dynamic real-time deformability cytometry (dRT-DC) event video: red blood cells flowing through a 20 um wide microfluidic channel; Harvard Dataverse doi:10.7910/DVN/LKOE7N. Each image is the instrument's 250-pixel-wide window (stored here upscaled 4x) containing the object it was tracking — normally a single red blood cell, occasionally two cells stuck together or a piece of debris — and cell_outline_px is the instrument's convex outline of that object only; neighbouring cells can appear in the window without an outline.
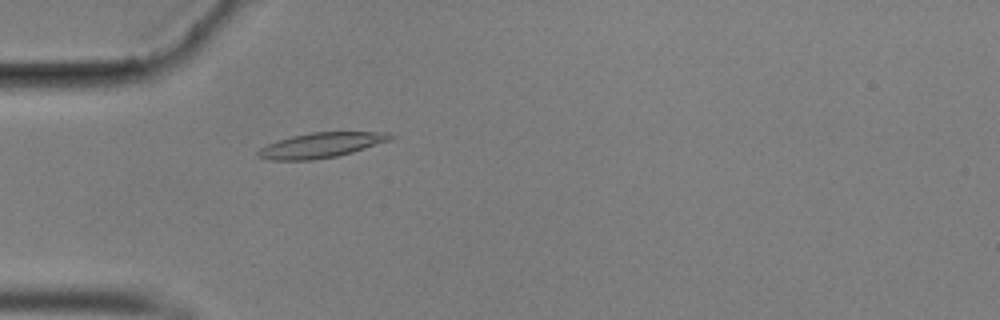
{"species": "common noctule bat (a hibernating species)", "species_latin": "Nyctalus noctula", "temperature_condition": "cold", "stored_images_in_passage": 58, "camera_frame_rate_fps": 3000, "um_per_image_px": 0.085, "animal": {"sex": "male", "body_mass_g": 17.9}, "frame": {"image": 1, "passage_image": 18, "time_ms": 5.667, "image_size_px": [1000, 320], "cell_outline_px": [[396, 136], [392, 140], [352, 152], [336, 156], [312, 160], [272, 160], [256, 156], [256, 152], [260, 148], [268, 144], [292, 136], [312, 132], [388, 132]], "centroid_in_image_um": [27.32, 12.34], "position_along_channel_um": 57.7, "area_um2": 19.25}}
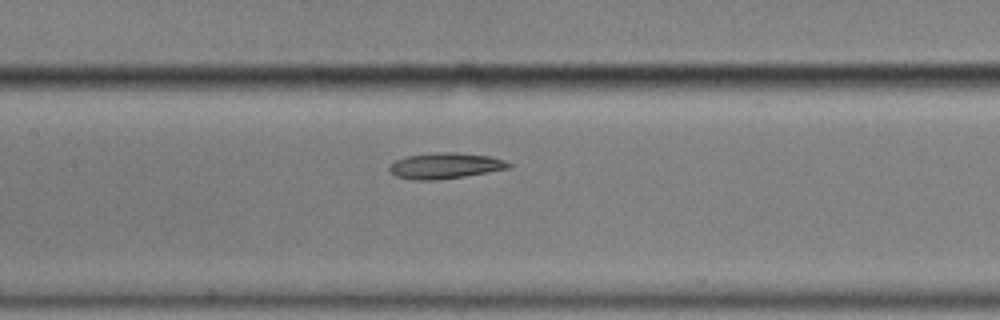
{"frame": {"image": 2, "passage_image": 28, "time_ms": 9.0, "image_size_px": [1000, 320], "cell_outline_px": [[512, 168], [464, 176], [436, 180], [412, 180], [396, 176], [388, 168], [396, 160], [408, 156], [436, 152], [452, 152], [488, 156], [504, 160], [512, 164]], "centroid_in_image_um": [37.86, 14.09], "position_along_channel_um": 169.5, "area_um2": 17.8}}
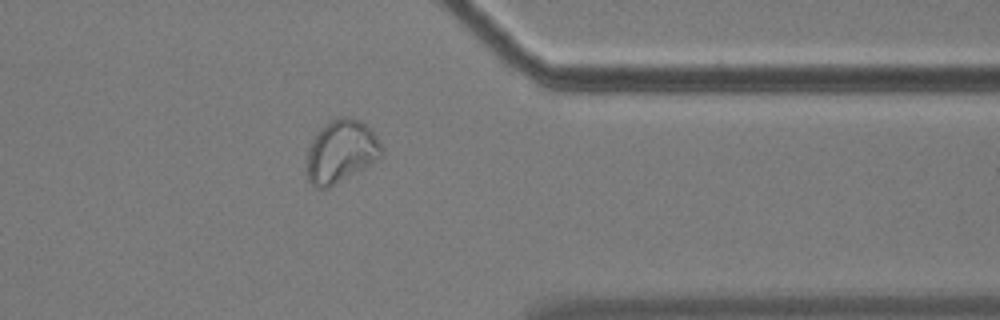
{"frame": {"image": 3, "passage_image": 47, "time_ms": 15.333, "image_size_px": [1000, 320], "cell_outline_px": [[384, 152], [380, 156], [364, 168], [328, 188], [316, 188], [308, 180], [308, 148], [312, 140], [324, 124], [340, 116], [344, 116], [360, 120], [376, 136], [384, 148]], "centroid_in_image_um": [28.99, 12.87], "position_along_channel_um": 382.4, "area_um2": 26.93}, "authors_computed_cell_mechanics": {"area_um2": 19.4497, "velocity_mm_per_s": 3.5107, "shape_relaxation_time_tau1_ms": null, "shape_relaxation_time_tau2_ms": 4.6799, "deformation_change_tau1": null, "deformation_change_tau2": 0.0733}}